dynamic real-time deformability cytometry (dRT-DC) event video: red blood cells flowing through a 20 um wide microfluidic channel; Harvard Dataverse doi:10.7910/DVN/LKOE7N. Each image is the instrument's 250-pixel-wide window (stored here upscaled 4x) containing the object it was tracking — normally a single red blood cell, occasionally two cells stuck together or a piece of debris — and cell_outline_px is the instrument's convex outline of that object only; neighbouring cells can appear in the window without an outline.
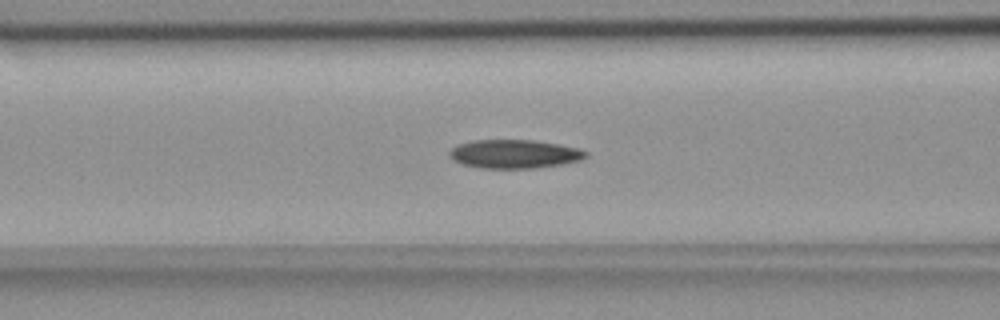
{"species": "common noctule bat (a hibernating species)", "species_latin": "Nyctalus noctula", "temperature_condition": "room temperature", "stored_images_in_passage": 54, "camera_frame_rate_fps": 3000, "um_per_image_px": 0.085, "animal": {"sex": "female", "body_mass_g": 18.4}, "frame": {"image": 1, "passage_image": 21, "time_ms": 6.667, "image_size_px": [1000, 320], "cell_outline_px": [[588, 156], [580, 160], [560, 164], [532, 168], [480, 168], [464, 164], [448, 156], [448, 152], [456, 144], [472, 140], [532, 140], [560, 144], [580, 148], [588, 152]], "centroid_in_image_um": [43.73, 13.07], "position_along_channel_um": 122.9, "area_um2": 22.77}}
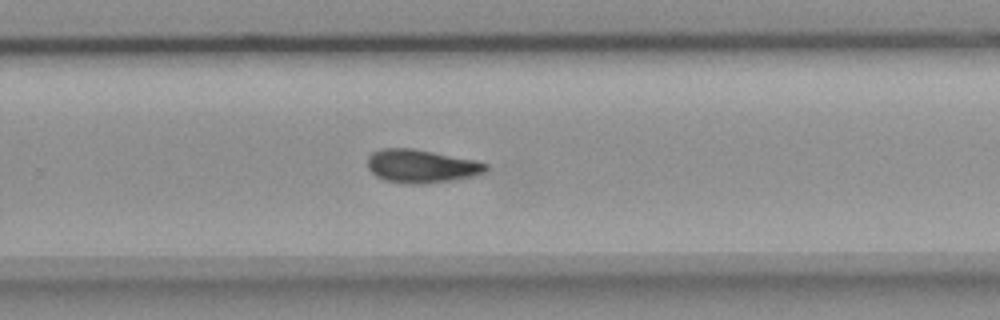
{"frame": {"image": 2, "passage_image": 35, "time_ms": 11.333, "image_size_px": [1000, 320], "cell_outline_px": [[488, 168], [484, 172], [472, 176], [452, 180], [420, 184], [408, 184], [384, 180], [376, 176], [368, 168], [368, 156], [372, 152], [380, 148], [412, 148], [476, 160], [488, 164]], "centroid_in_image_um": [35.79, 14.11], "position_along_channel_um": 294.0, "area_um2": 22.95}}
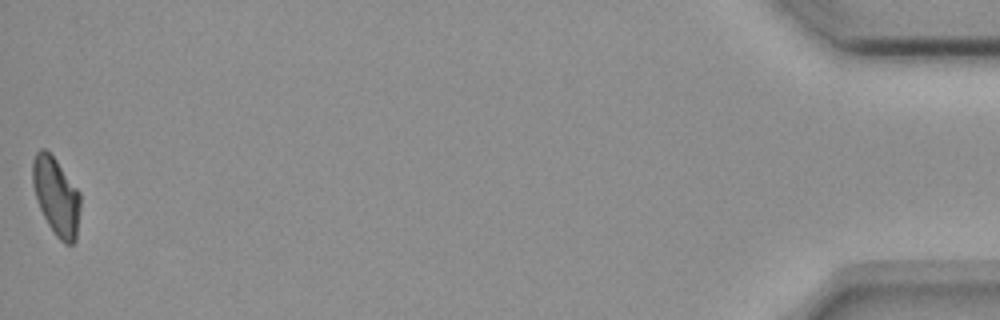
{"frame": {"image": 3, "passage_image": 54, "time_ms": 17.667, "image_size_px": [1000, 320], "cell_outline_px": [[80, 208], [76, 240], [72, 244], [64, 244], [56, 236], [48, 224], [36, 200], [32, 184], [32, 160], [36, 152], [40, 148], [44, 148], [56, 160], [80, 192]], "centroid_in_image_um": [4.77, 16.69], "position_along_channel_um": 430.4, "area_um2": 21.68}, "authors_computed_cell_mechanics": {"area_um2": 22.3686, "velocity_mm_per_s": 3.6757, "shape_relaxation_time_tau1_ms": 9.6177, "shape_relaxation_time_tau2_ms": null, "deformation_change_tau1": 0.182, "deformation_change_tau2": null}}